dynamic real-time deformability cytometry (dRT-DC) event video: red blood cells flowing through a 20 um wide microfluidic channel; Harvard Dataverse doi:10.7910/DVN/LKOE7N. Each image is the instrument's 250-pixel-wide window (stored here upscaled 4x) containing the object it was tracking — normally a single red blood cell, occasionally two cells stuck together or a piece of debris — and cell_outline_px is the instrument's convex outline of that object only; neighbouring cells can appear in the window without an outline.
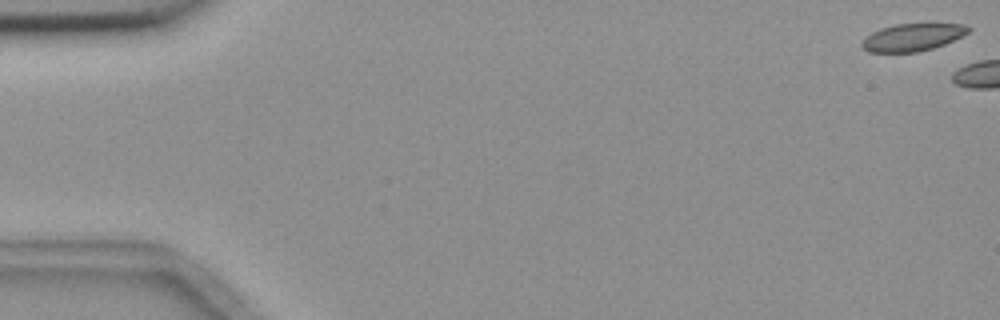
{"species": "common noctule bat (a hibernating species)", "species_latin": "Nyctalus noctula", "temperature_condition": "room temperature", "stored_images_in_passage": 5, "segment_of_instrument_passage": [2, 2], "camera_frame_rate_fps": 3000, "um_per_image_px": 0.085, "animal": {"sex": "female", "body_mass_g": 18.4}, "frame": {"image": 1, "passage_image": 5, "time_ms": 5.333, "image_size_px": [1000, 320], "cell_outline_px": [[972, 28], [968, 32], [944, 44], [932, 48], [916, 52], [868, 52], [860, 44], [872, 32], [880, 28], [896, 24], [964, 24]], "centroid_in_image_um": [77.55, 3.16], "position_along_channel_um": 7.4, "area_um2": 16.7}}